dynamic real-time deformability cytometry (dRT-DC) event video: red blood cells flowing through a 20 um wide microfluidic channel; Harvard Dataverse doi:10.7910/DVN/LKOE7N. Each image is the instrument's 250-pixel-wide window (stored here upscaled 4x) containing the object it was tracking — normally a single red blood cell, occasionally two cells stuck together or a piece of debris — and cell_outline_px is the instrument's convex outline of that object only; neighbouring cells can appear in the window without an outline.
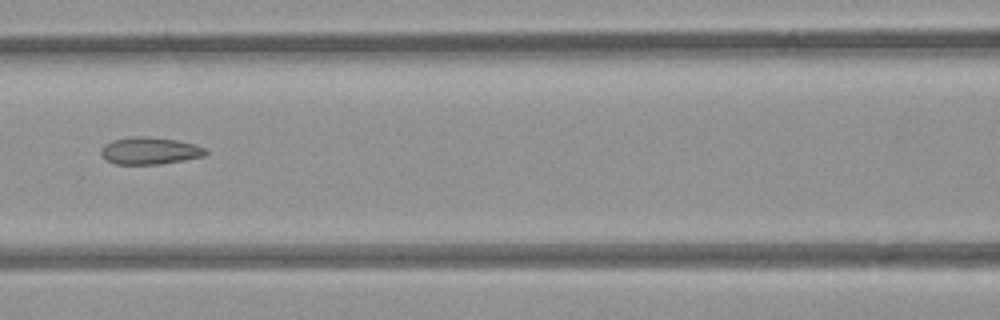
{"species": "common noctule bat (a hibernating species)", "species_latin": "Nyctalus noctula", "temperature_condition": "room temperature", "stored_images_in_passage": 4, "camera_frame_rate_fps": 3000, "um_per_image_px": 0.085, "animal": {"sex": "female", "body_mass_g": 21.9}, "frame": {"image": 1, "passage_image": 4, "time_ms": 1.0, "image_size_px": [1000, 320], "cell_outline_px": [[208, 152], [204, 156], [184, 160], [160, 164], [116, 164], [108, 160], [100, 152], [100, 148], [104, 144], [112, 140], [128, 136], [140, 136], [176, 140], [208, 148]], "centroid_in_image_um": [12.73, 12.81], "position_along_channel_um": 153.9, "area_um2": 16.53}}